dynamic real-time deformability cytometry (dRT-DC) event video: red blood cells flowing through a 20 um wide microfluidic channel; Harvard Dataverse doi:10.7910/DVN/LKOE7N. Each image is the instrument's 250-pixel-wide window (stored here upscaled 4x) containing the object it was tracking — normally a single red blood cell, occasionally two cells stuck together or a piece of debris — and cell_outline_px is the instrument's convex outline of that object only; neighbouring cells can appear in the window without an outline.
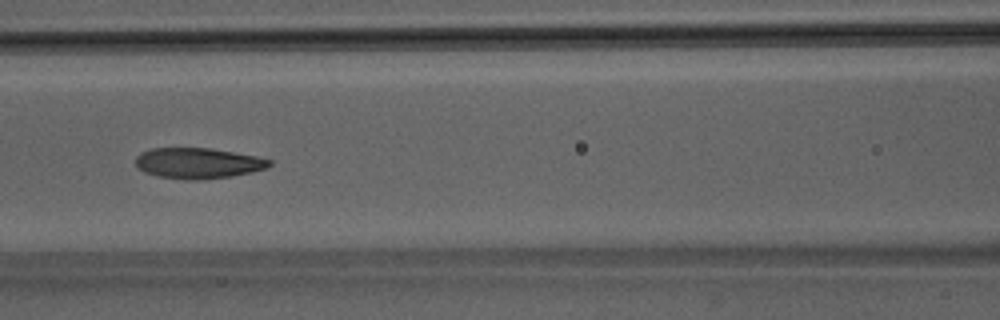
{"species": "Egyptian fruit bat (a non-hibernating species)", "species_latin": "Rousettus aegyptiacus", "temperature_condition": "room temperature", "stored_images_in_passage": 51, "camera_frame_rate_fps": 3000, "um_per_image_px": 0.085, "animal": {"sex": "male"}, "frame": {"image": 1, "passage_image": 22, "time_ms": 7.0, "image_size_px": [1000, 320], "cell_outline_px": [[272, 164], [268, 168], [252, 172], [232, 176], [200, 180], [184, 180], [156, 176], [144, 172], [136, 168], [136, 156], [140, 152], [152, 148], [208, 148], [256, 156], [272, 160]], "centroid_in_image_um": [16.81, 13.88], "position_along_channel_um": 149.8, "area_um2": 24.16}}
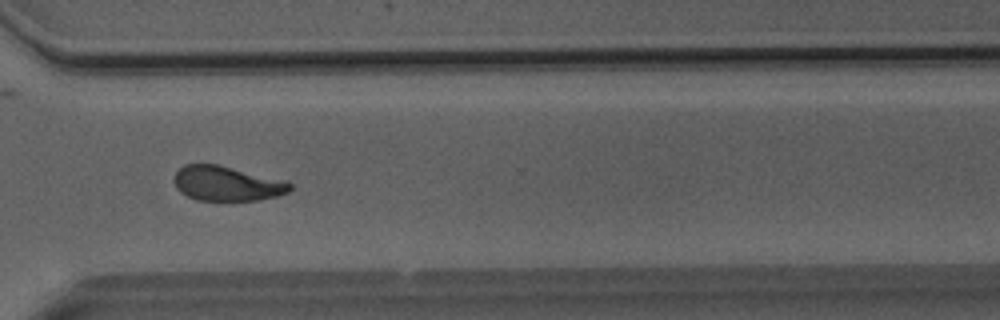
{"frame": {"image": 2, "passage_image": 37, "time_ms": 12.0, "image_size_px": [1000, 320], "cell_outline_px": [[292, 188], [288, 192], [276, 196], [256, 200], [196, 200], [180, 192], [176, 188], [176, 172], [184, 164], [220, 164], [288, 180], [292, 184]], "centroid_in_image_um": [19.34, 15.58], "position_along_channel_um": 351.3, "area_um2": 23.64}}
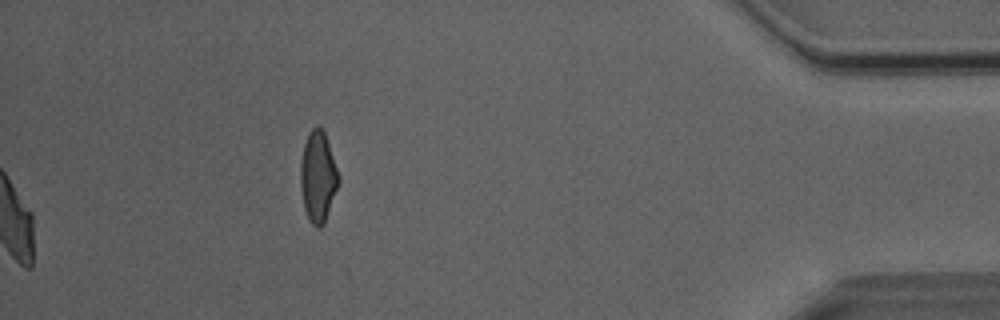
{"frame": {"image": 3, "passage_image": 51, "time_ms": 16.667, "image_size_px": [1000, 320], "cell_outline_px": [[340, 180], [324, 224], [320, 228], [316, 228], [312, 224], [304, 208], [300, 188], [300, 164], [304, 144], [308, 132], [316, 124], [320, 124], [324, 132], [340, 176]], "centroid_in_image_um": [27.02, 15.0], "position_along_channel_um": 408.2, "area_um2": 20.29}, "authors_computed_cell_mechanics": {"area_um2": 24.4494, "velocity_mm_per_s": 4.0346, "shape_relaxation_time_tau1_ms": 4.4094, "shape_relaxation_time_tau2_ms": 2.0758, "deformation_change_tau1": 0.1666, "deformation_change_tau2": 0.0825}}